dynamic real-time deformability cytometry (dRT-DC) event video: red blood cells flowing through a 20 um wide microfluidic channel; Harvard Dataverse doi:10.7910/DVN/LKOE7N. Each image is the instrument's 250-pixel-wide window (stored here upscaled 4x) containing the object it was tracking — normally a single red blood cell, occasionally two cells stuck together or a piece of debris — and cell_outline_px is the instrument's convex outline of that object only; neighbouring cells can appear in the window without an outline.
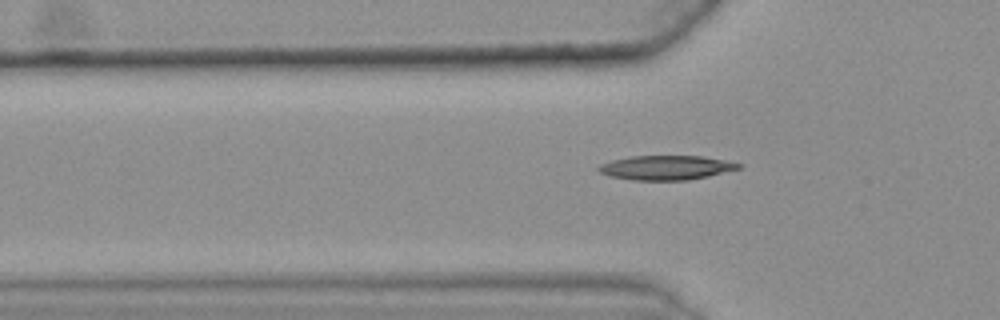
{"species": "common noctule bat (a hibernating species)", "species_latin": "Nyctalus noctula", "temperature_condition": "warm", "stored_images_in_passage": 41, "camera_frame_rate_fps": 3000, "um_per_image_px": 0.085, "animal": {"sex": "female", "body_mass_g": 25.1}, "frame": {"image": 1, "passage_image": 9, "time_ms": 2.667, "image_size_px": [1000, 320], "cell_outline_px": [[740, 168], [708, 176], [688, 180], [632, 180], [608, 176], [600, 172], [596, 168], [600, 164], [612, 160], [632, 156], [700, 156], [724, 160], [740, 164]], "centroid_in_image_um": [56.56, 14.25], "position_along_channel_um": 69.2, "area_um2": 19.71}}
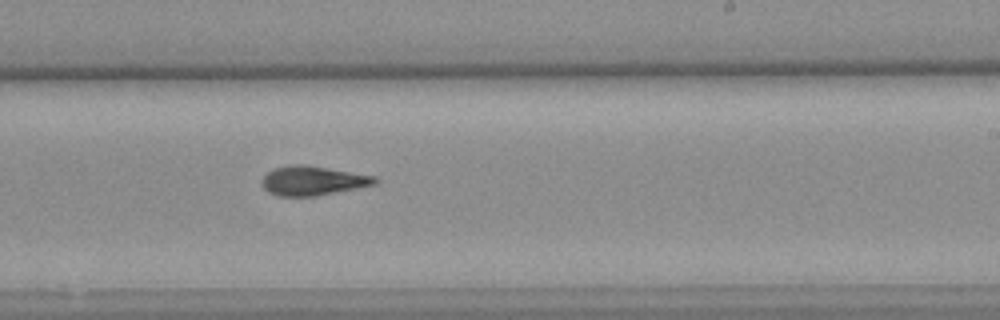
{"frame": {"image": 2, "passage_image": 25, "time_ms": 8.0, "image_size_px": [1000, 320], "cell_outline_px": [[380, 180], [376, 184], [316, 196], [276, 196], [268, 192], [264, 188], [264, 176], [272, 168], [292, 164], [304, 164], [376, 176]], "centroid_in_image_um": [26.6, 15.35], "position_along_channel_um": 262.4, "area_um2": 19.25}}
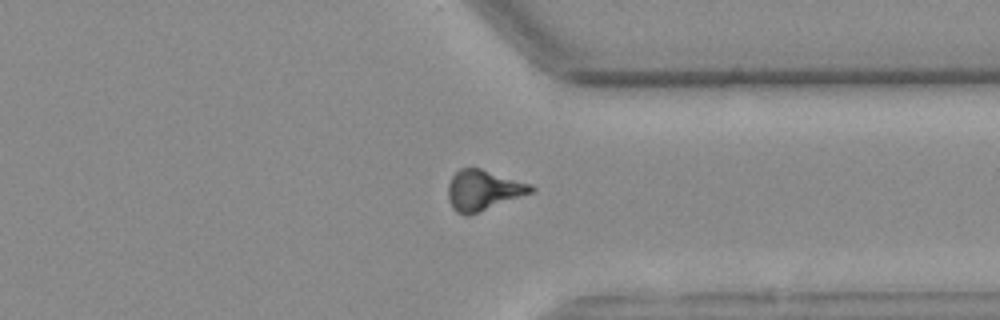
{"frame": {"image": 3, "passage_image": 34, "time_ms": 11.0, "image_size_px": [1000, 320], "cell_outline_px": [[536, 188], [532, 192], [468, 216], [464, 216], [456, 212], [452, 208], [448, 200], [448, 184], [452, 176], [460, 168], [480, 168], [532, 184]], "centroid_in_image_um": [41.05, 16.17], "position_along_channel_um": 370.4, "area_um2": 19.48}}